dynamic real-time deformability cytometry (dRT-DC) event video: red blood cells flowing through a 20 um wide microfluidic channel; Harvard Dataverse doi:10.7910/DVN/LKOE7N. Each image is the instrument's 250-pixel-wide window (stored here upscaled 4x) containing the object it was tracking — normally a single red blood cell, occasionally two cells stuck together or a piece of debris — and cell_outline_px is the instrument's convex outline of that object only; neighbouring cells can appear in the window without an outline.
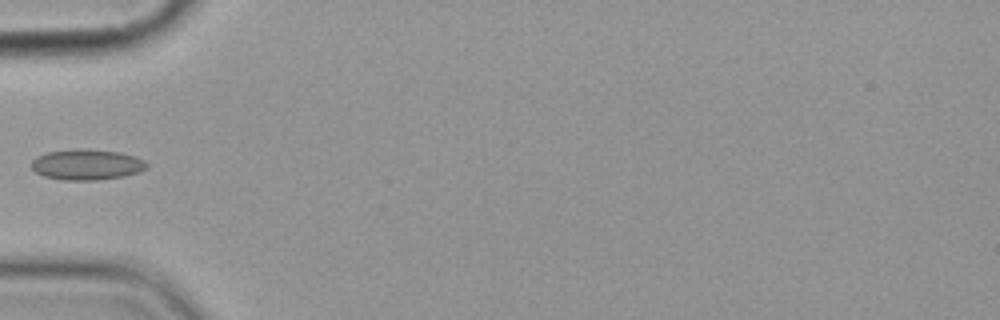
{"species": "common noctule bat (a hibernating species)", "species_latin": "Nyctalus noctula", "temperature_condition": "cold", "stored_images_in_passage": 2, "camera_frame_rate_fps": 3000, "um_per_image_px": 0.085, "animal": {"sex": "female", "body_mass_g": 19.9}, "frame": {"image": 1, "passage_image": 2, "time_ms": 1.333, "image_size_px": [1000, 320], "cell_outline_px": [[148, 168], [140, 172], [124, 176], [96, 180], [64, 180], [44, 176], [36, 172], [32, 168], [32, 160], [36, 156], [48, 152], [80, 148], [120, 152], [136, 156], [144, 160], [148, 164]], "centroid_in_image_um": [7.41, 13.98], "position_along_channel_um": 77.6, "area_um2": 20.69}}